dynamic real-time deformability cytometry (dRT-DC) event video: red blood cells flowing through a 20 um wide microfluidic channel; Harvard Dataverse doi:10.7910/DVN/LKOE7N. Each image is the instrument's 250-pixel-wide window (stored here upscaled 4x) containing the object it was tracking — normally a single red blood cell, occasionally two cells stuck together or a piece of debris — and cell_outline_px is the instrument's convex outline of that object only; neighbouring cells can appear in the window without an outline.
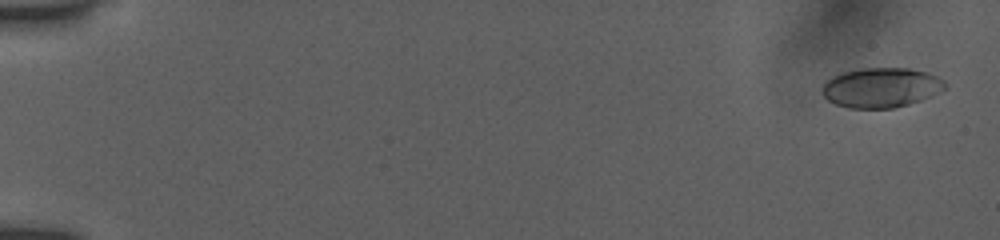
{"species": "human", "species_latin": "Homo sapiens", "temperature_condition": "room temperature", "stored_images_in_passage": 54, "camera_frame_rate_fps": 3000, "um_per_image_px": 0.085, "donor": {"sex": "female"}, "frame": {"image": 1, "passage_image": 2, "time_ms": 0.333, "image_size_px": [1000, 240], "cell_outline_px": [[948, 88], [932, 96], [908, 104], [892, 108], [848, 108], [836, 104], [828, 100], [820, 92], [820, 88], [832, 76], [844, 72], [860, 68], [908, 68], [928, 72], [944, 80], [948, 84]], "centroid_in_image_um": [74.92, 7.44], "position_along_channel_um": 10.1, "area_um2": 28.73}}
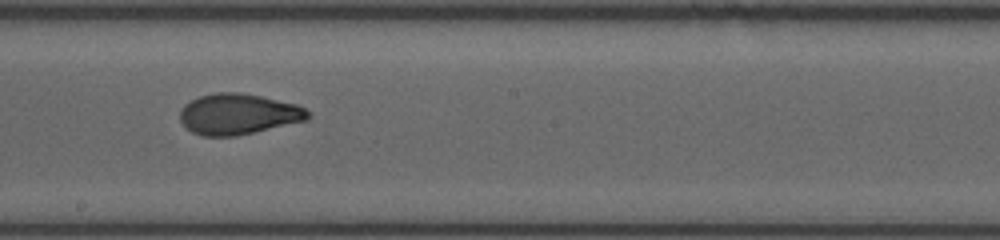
{"frame": {"image": 2, "passage_image": 32, "time_ms": 10.333, "image_size_px": [1000, 240], "cell_outline_px": [[312, 116], [308, 120], [236, 136], [204, 136], [192, 132], [180, 120], [180, 108], [184, 104], [200, 96], [216, 92], [240, 92], [260, 96], [296, 104], [312, 112]], "centroid_in_image_um": [20.28, 9.69], "position_along_channel_um": 227.9, "area_um2": 30.46}}
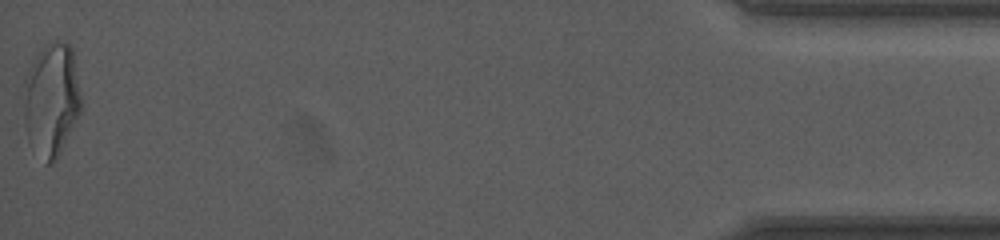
{"frame": {"image": 3, "passage_image": 54, "time_ms": 17.667, "image_size_px": [1000, 240], "cell_outline_px": [[80, 112], [56, 160], [52, 164], [44, 164], [28, 140], [24, 120], [24, 80], [28, 68], [36, 56], [48, 44], [56, 40], [68, 40], [72, 48], [80, 92]], "centroid_in_image_um": [4.36, 8.47], "position_along_channel_um": 430.8, "area_um2": 37.8}, "authors_computed_cell_mechanics": {"area_um2": 30.0271, "velocity_mm_per_s": 3.9196, "shape_relaxation_time_tau1_ms": 8.0377, "shape_relaxation_time_tau2_ms": 1.318, "deformation_change_tau1": 0.2404, "deformation_change_tau2": 0.07}}